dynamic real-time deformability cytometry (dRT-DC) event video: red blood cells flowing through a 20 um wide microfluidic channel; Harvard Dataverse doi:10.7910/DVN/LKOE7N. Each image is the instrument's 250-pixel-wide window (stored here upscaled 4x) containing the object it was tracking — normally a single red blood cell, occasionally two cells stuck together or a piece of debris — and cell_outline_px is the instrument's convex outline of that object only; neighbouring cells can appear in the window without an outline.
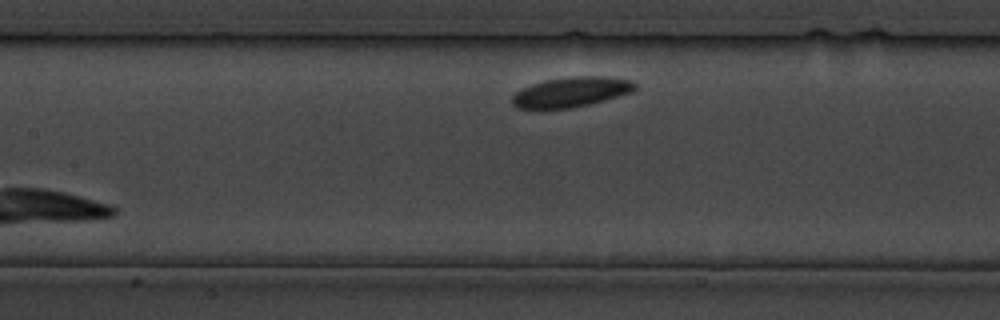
{"species": "common noctule bat (a hibernating species)", "species_latin": "Nyctalus noctula", "temperature_condition": "cold", "stored_images_in_passage": 10, "camera_frame_rate_fps": 3000, "um_per_image_px": 0.085, "animal": {"sex": "male", "body_mass_g": 19.5, "forearm_length_mm": 54.6}, "frame": {"image": 1, "passage_image": 10, "time_ms": 11.0, "image_size_px": [1000, 320], "cell_outline_px": [[636, 88], [632, 92], [604, 100], [572, 108], [516, 108], [512, 104], [512, 96], [516, 92], [532, 84], [544, 80], [568, 76], [608, 76], [632, 80], [636, 84]], "centroid_in_image_um": [48.57, 7.8], "position_along_channel_um": 158.8, "area_um2": 21.44}}